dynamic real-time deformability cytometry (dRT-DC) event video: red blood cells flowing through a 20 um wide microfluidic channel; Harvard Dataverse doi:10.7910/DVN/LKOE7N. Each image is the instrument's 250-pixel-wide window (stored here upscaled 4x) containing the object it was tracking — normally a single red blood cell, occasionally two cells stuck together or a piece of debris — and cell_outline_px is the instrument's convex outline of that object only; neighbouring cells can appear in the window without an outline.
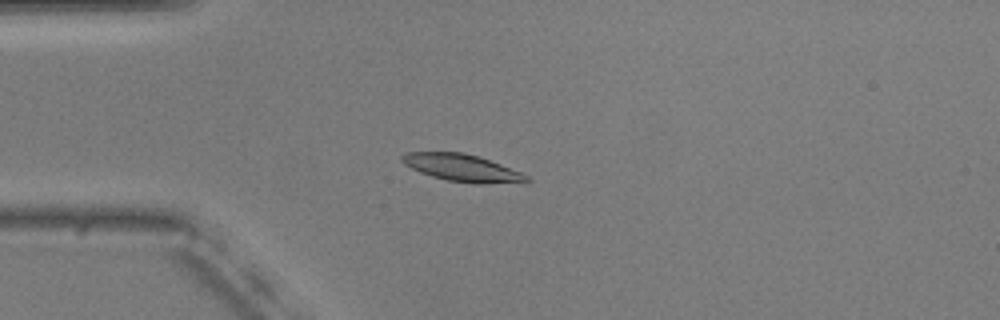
{"species": "common noctule bat (a hibernating species)", "species_latin": "Nyctalus noctula", "temperature_condition": "warm", "stored_images_in_passage": 43, "camera_frame_rate_fps": 3000, "um_per_image_px": 0.085, "animal": {"sex": "male", "body_mass_g": 20.5, "forearm_length_mm": 52.5}, "frame": {"image": 1, "passage_image": 14, "time_ms": 4.333, "image_size_px": [1000, 320], "cell_outline_px": [[532, 180], [524, 184], [476, 184], [448, 180], [432, 176], [420, 172], [404, 164], [400, 160], [400, 156], [404, 152], [464, 152], [500, 164], [520, 172], [528, 176]], "centroid_in_image_um": [39.34, 14.29], "position_along_channel_um": 45.7, "area_um2": 20.0}}
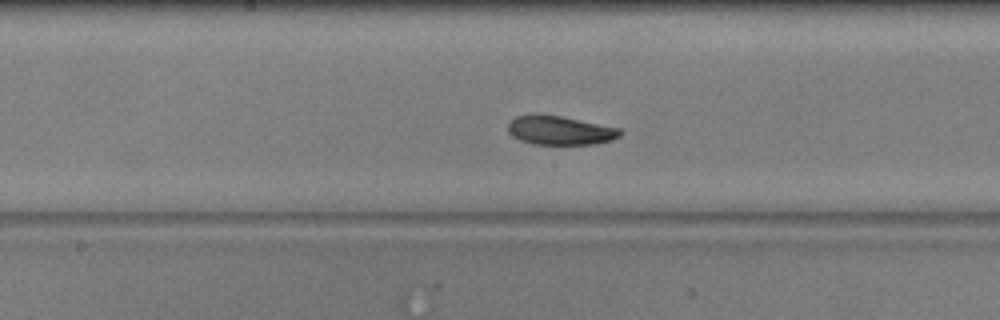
{"frame": {"image": 2, "passage_image": 28, "time_ms": 9.0, "image_size_px": [1000, 320], "cell_outline_px": [[624, 132], [620, 136], [612, 140], [592, 144], [532, 144], [520, 140], [512, 136], [508, 132], [508, 124], [516, 116], [560, 116], [620, 128]], "centroid_in_image_um": [47.64, 11.11], "position_along_channel_um": 200.6, "area_um2": 18.5}}
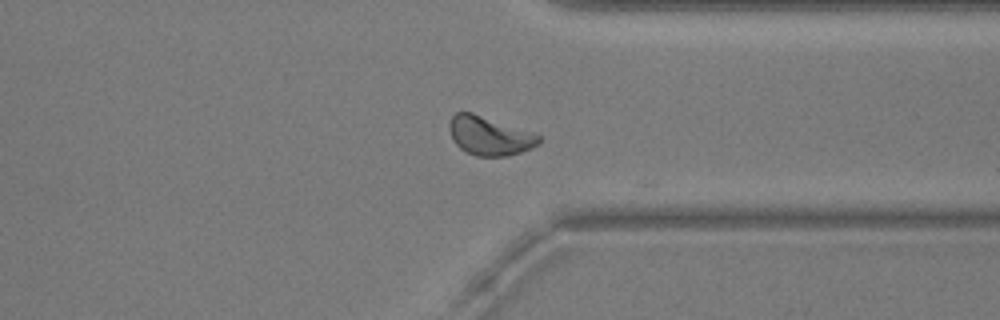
{"frame": {"image": 3, "passage_image": 42, "time_ms": 13.667, "image_size_px": [1000, 320], "cell_outline_px": [[540, 144], [532, 148], [508, 156], [476, 156], [460, 148], [452, 140], [448, 128], [452, 116], [456, 112], [472, 112], [532, 132], [540, 136]], "centroid_in_image_um": [41.6, 11.54], "position_along_channel_um": 369.8, "area_um2": 20.23}, "authors_computed_cell_mechanics": {"area_um2": 19.3052, "velocity_mm_per_s": 3.664, "shape_relaxation_time_tau1_ms": 4.1182, "shape_relaxation_time_tau2_ms": 3.4219, "deformation_change_tau1": 0.1144, "deformation_change_tau2": 0.0877}}